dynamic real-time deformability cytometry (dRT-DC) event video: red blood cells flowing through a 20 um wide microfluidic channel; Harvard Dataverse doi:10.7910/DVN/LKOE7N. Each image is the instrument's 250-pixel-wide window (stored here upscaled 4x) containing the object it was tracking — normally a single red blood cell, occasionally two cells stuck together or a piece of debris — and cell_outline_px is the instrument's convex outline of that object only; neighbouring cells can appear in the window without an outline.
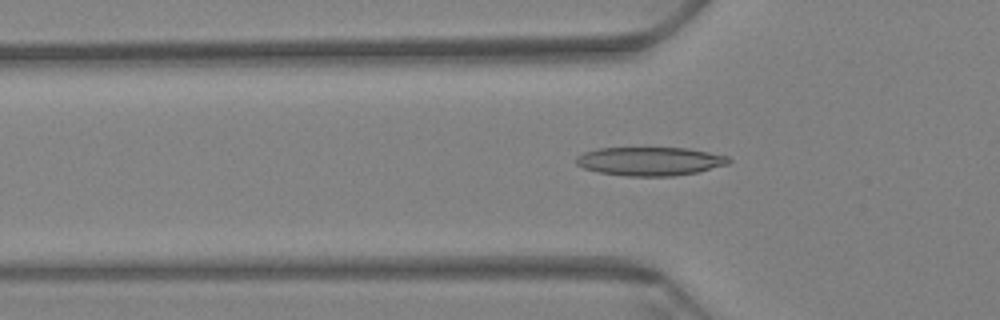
{"species": "Egyptian fruit bat (a non-hibernating species)", "species_latin": "Rousettus aegyptiacus", "temperature_condition": "warm", "stored_images_in_passage": 63, "camera_frame_rate_fps": 3000, "um_per_image_px": 0.085, "animal": {"sex": "female"}, "frame": {"image": 1, "passage_image": 21, "time_ms": 6.667, "image_size_px": [1000, 320], "cell_outline_px": [[732, 160], [728, 164], [696, 172], [672, 176], [624, 176], [600, 172], [584, 168], [576, 164], [576, 156], [584, 152], [596, 148], [688, 148], [728, 156]], "centroid_in_image_um": [55.23, 13.7], "position_along_channel_um": 70.6, "area_um2": 25.37}}
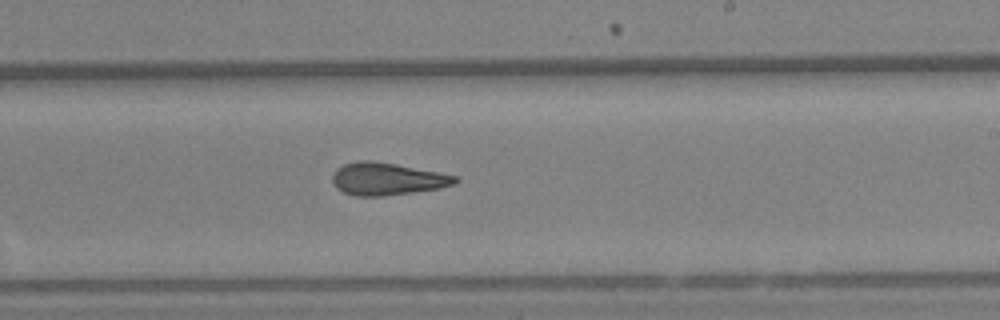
{"frame": {"image": 2, "passage_image": 38, "time_ms": 12.333, "image_size_px": [1000, 320], "cell_outline_px": [[460, 180], [452, 184], [440, 188], [384, 196], [356, 196], [344, 192], [336, 188], [332, 180], [332, 176], [336, 168], [344, 164], [360, 160], [372, 160], [396, 164], [440, 172], [456, 176]], "centroid_in_image_um": [32.88, 15.2], "position_along_channel_um": 256.1, "area_um2": 23.18}}
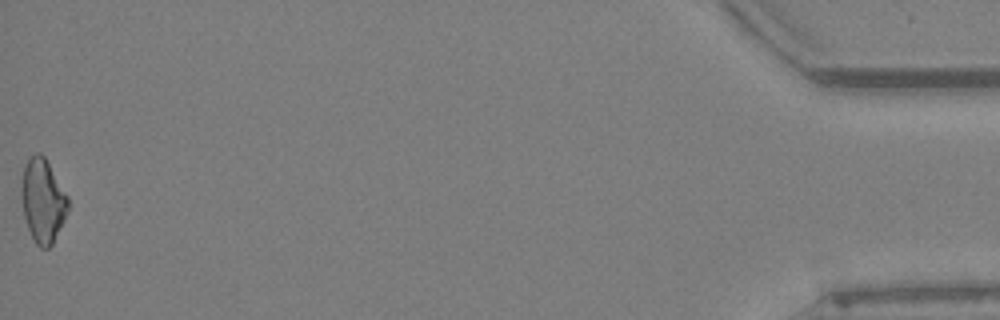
{"frame": {"image": 3, "passage_image": 63, "time_ms": 20.667, "image_size_px": [1000, 320], "cell_outline_px": [[68, 212], [52, 244], [48, 248], [40, 248], [36, 244], [28, 228], [24, 216], [20, 192], [20, 188], [24, 164], [28, 156], [36, 152], [40, 152], [44, 156], [68, 196]], "centroid_in_image_um": [3.62, 17.02], "position_along_channel_um": 431.6, "area_um2": 22.89}, "authors_computed_cell_mechanics": {"area_um2": 23.1778, "velocity_mm_per_s": 3.2817, "shape_relaxation_time_tau1_ms": null, "shape_relaxation_time_tau2_ms": 6.1201, "deformation_change_tau1": null, "deformation_change_tau2": 0.1424}}